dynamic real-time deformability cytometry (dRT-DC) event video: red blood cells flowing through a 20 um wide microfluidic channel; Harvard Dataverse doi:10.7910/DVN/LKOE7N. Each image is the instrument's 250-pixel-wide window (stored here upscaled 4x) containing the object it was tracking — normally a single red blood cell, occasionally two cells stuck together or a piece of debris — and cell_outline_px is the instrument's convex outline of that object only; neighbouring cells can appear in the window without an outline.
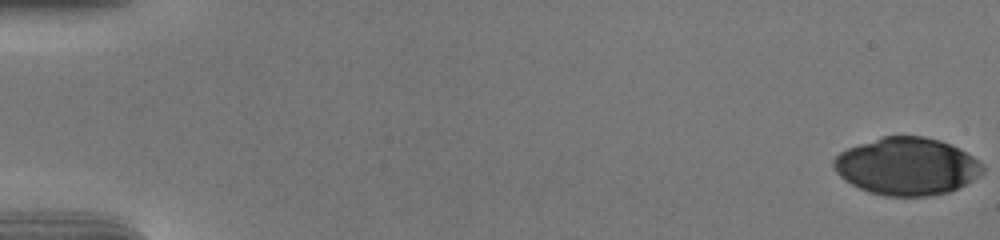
{"species": "human", "species_latin": "Homo sapiens", "temperature_condition": "cold", "stored_images_in_passage": 56, "camera_frame_rate_fps": 3000, "um_per_image_px": 0.085, "donor": {"sex": "male"}, "frame": {"image": 1, "passage_image": 1, "time_ms": 0.0, "image_size_px": [1000, 240], "cell_outline_px": [[984, 172], [980, 176], [948, 192], [928, 196], [884, 196], [868, 192], [844, 180], [836, 172], [832, 164], [832, 160], [840, 152], [848, 148], [880, 136], [924, 136], [940, 140], [972, 156], [984, 164]], "centroid_in_image_um": [77.06, 14.14], "position_along_channel_um": 7.9, "area_um2": 49.82}}